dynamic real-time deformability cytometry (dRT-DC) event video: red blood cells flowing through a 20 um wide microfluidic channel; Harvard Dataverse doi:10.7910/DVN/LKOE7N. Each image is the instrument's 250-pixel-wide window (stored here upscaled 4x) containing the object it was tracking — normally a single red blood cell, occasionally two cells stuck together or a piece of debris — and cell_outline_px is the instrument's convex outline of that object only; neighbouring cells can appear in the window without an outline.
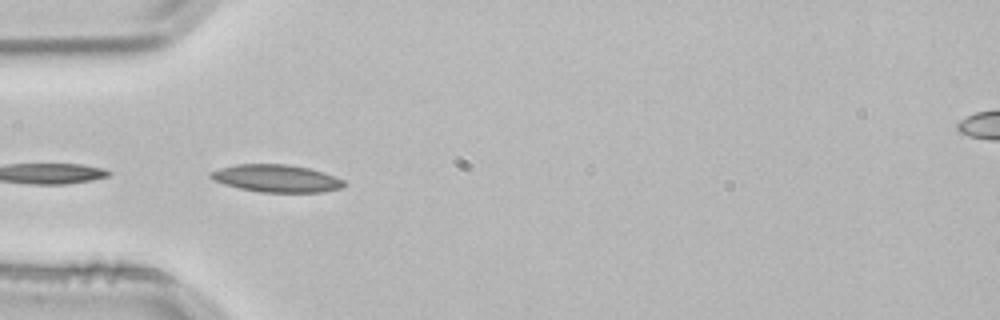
{"species": "common noctule bat (a hibernating species)", "species_latin": "Nyctalus noctula", "temperature_condition": "room temperature", "stored_images_in_passage": 5, "camera_frame_rate_fps": 3000, "um_per_image_px": 0.085, "animal": {"sex": "male", "body_mass_g": 21.5, "forearm_length_mm": 52.0}, "frame": {"image": 1, "passage_image": 4, "time_ms": 1.0, "image_size_px": [1000, 320], "cell_outline_px": [[344, 188], [320, 192], [260, 192], [240, 188], [224, 184], [212, 180], [208, 176], [208, 172], [220, 168], [236, 164], [288, 164], [308, 168], [344, 180]], "centroid_in_image_um": [23.44, 15.16], "position_along_channel_um": 61.6, "area_um2": 21.27}}